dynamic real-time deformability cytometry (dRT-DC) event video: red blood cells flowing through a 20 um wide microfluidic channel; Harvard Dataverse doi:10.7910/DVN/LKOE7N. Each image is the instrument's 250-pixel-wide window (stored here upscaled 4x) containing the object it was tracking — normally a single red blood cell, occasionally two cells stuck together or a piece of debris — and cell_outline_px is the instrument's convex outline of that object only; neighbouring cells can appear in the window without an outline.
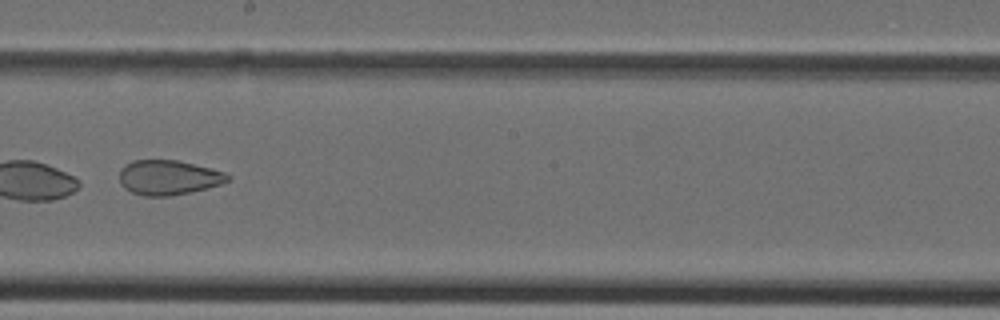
{"species": "Egyptian fruit bat (a non-hibernating species)", "species_latin": "Rousettus aegyptiacus", "temperature_condition": "cold", "stored_images_in_passage": 29, "camera_frame_rate_fps": 3000, "um_per_image_px": 0.085, "animal": {"sex": "female"}, "frame": {"image": 1, "passage_image": 13, "time_ms": 4.0, "image_size_px": [1000, 320], "cell_outline_px": [[232, 180], [220, 184], [192, 192], [168, 196], [144, 196], [132, 192], [124, 188], [120, 184], [120, 168], [132, 160], [176, 160], [224, 172]], "centroid_in_image_um": [14.28, 15.09], "position_along_channel_um": 233.9, "area_um2": 21.79}}